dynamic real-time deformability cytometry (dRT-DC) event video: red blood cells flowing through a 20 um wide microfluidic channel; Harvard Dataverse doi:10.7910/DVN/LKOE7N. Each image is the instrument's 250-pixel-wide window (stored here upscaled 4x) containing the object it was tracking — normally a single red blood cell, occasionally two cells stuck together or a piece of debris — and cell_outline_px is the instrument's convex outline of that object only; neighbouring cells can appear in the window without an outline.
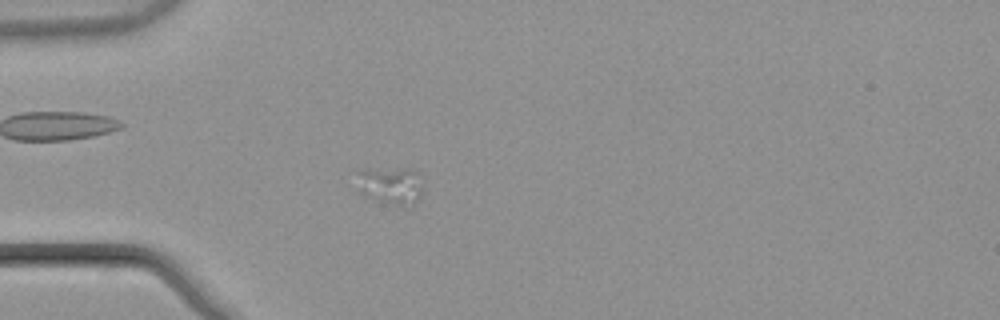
{"species": "common noctule bat (a hibernating species)", "species_latin": "Nyctalus noctula", "temperature_condition": "warm", "stored_images_in_passage": 26, "camera_frame_rate_fps": 3000, "um_per_image_px": 0.085, "animal": {"sex": "male", "body_mass_g": 21.5, "forearm_length_mm": 52.0}, "frame": {"image": 1, "passage_image": 15, "time_ms": 4.667, "image_size_px": [1000, 320], "cell_outline_px": [[424, 184], [420, 196], [412, 208], [364, 196], [356, 192], [356, 172], [364, 168], [412, 168], [416, 172]], "centroid_in_image_um": [33.17, 15.74], "position_along_channel_um": 51.8, "area_um2": 15.14}}
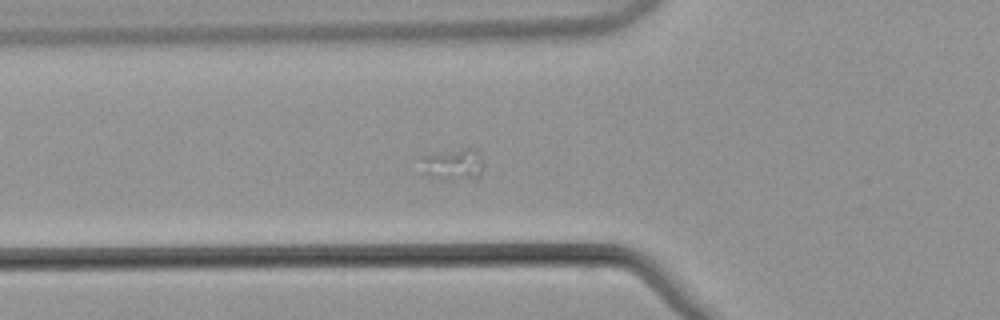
{"frame": {"image": 2, "passage_image": 19, "time_ms": 6.0, "image_size_px": [1000, 320], "cell_outline_px": [[484, 164], [480, 176], [452, 180], [444, 180], [428, 176], [424, 172], [420, 156], [464, 148], [476, 148], [480, 152], [484, 160]], "centroid_in_image_um": [38.57, 13.96], "position_along_channel_um": 87.2, "area_um2": 11.68}}